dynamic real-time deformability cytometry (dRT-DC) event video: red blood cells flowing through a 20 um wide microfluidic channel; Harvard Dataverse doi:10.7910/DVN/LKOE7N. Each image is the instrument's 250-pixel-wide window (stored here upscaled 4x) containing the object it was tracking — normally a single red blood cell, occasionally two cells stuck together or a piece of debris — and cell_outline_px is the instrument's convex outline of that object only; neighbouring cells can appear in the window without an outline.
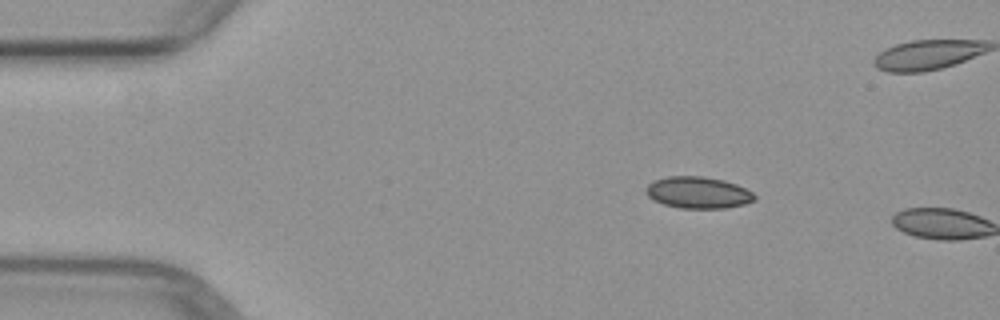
{"species": "common noctule bat (a hibernating species)", "species_latin": "Nyctalus noctula", "temperature_condition": "warm", "stored_images_in_passage": 3, "camera_frame_rate_fps": 3000, "um_per_image_px": 0.085, "animal": {"sex": "female", "body_mass_g": 29.2, "forearm_length_mm": 56.3}, "frame": {"image": 1, "passage_image": 2, "time_ms": 1.0, "image_size_px": [1000, 320], "cell_outline_px": [[756, 200], [744, 204], [724, 208], [680, 208], [664, 204], [652, 200], [644, 192], [644, 188], [652, 180], [668, 176], [704, 176], [724, 180], [736, 184], [752, 192], [756, 196]], "centroid_in_image_um": [59.3, 16.36], "position_along_channel_um": 25.7, "area_um2": 20.23}}